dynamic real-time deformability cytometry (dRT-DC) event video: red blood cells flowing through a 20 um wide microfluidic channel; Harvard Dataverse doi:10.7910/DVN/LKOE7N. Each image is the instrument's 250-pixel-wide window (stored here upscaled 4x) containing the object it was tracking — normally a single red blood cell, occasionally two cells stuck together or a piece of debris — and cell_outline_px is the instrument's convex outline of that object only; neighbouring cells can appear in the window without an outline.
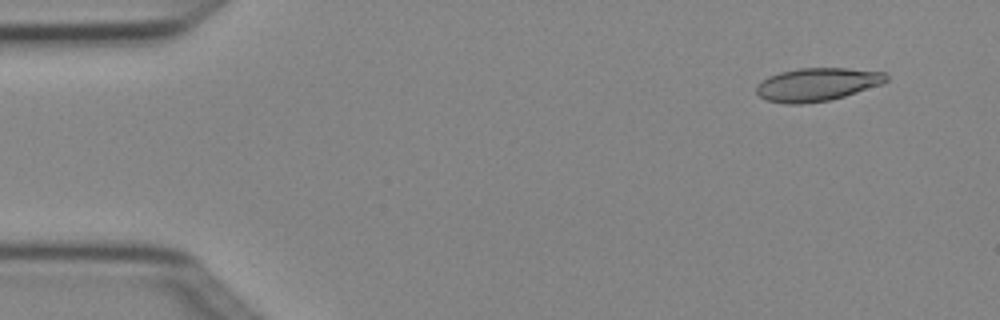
{"species": "Egyptian fruit bat (a non-hibernating species)", "species_latin": "Rousettus aegyptiacus", "temperature_condition": "cold", "stored_images_in_passage": 4, "camera_frame_rate_fps": 3000, "um_per_image_px": 0.085, "animal": {"sex": "female"}, "frame": {"image": 1, "passage_image": 1, "time_ms": 0.0, "image_size_px": [1000, 320], "cell_outline_px": [[888, 80], [880, 84], [844, 96], [828, 100], [800, 104], [784, 104], [768, 100], [760, 96], [756, 92], [756, 84], [768, 76], [780, 72], [800, 68], [848, 68], [884, 72], [888, 76]], "centroid_in_image_um": [69.42, 7.17], "position_along_channel_um": 15.6, "area_um2": 24.91}}
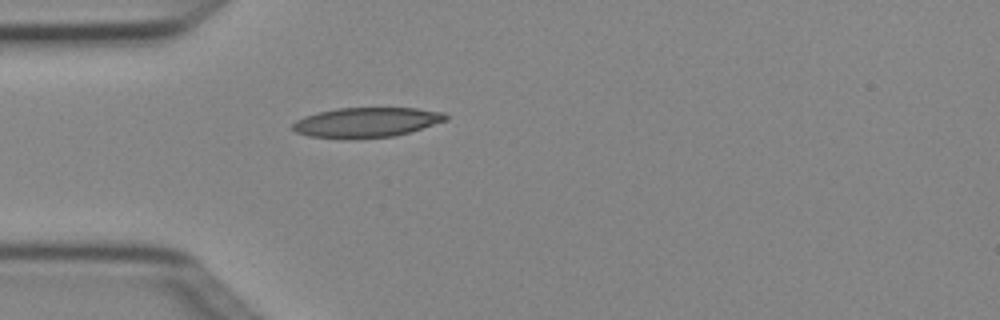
{"frame": {"image": 2, "passage_image": 4, "time_ms": 1.0, "image_size_px": [1000, 320], "cell_outline_px": [[448, 120], [396, 136], [352, 140], [344, 140], [308, 136], [296, 132], [292, 128], [292, 124], [296, 120], [304, 116], [336, 108], [416, 108], [444, 112], [448, 116]], "centroid_in_image_um": [31.13, 10.42], "position_along_channel_um": 53.9, "area_um2": 27.11}}